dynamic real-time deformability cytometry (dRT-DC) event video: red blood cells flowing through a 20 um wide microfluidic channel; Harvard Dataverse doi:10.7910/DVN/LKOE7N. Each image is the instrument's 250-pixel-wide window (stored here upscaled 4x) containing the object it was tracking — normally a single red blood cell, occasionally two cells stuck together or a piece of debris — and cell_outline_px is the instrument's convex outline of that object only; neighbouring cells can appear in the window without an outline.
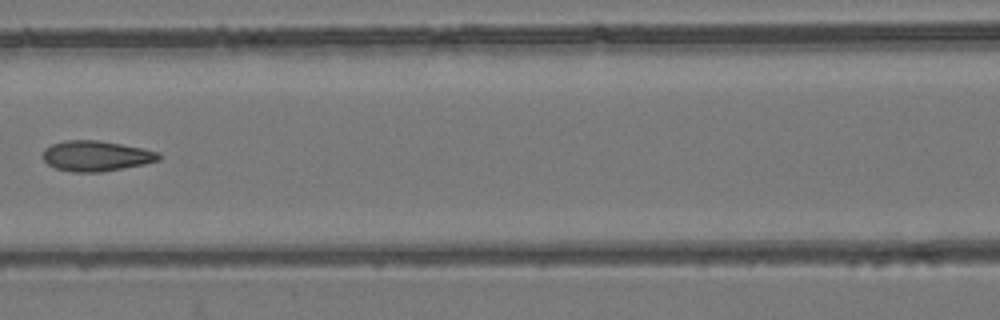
{"species": "common noctule bat (a hibernating species)", "species_latin": "Nyctalus noctula", "temperature_condition": "room temperature", "stored_images_in_passage": 7, "camera_frame_rate_fps": 3000, "um_per_image_px": 0.085, "animal": {"sex": "female", "body_mass_g": 24.6, "forearm_length_mm": 56.2}, "frame": {"image": 1, "passage_image": 6, "time_ms": 6.667, "image_size_px": [1000, 320], "cell_outline_px": [[160, 160], [144, 164], [100, 172], [72, 172], [56, 168], [48, 164], [40, 156], [44, 148], [52, 144], [64, 140], [96, 140], [120, 144], [160, 152]], "centroid_in_image_um": [8.12, 13.25], "position_along_channel_um": 158.5, "area_um2": 20.52}}
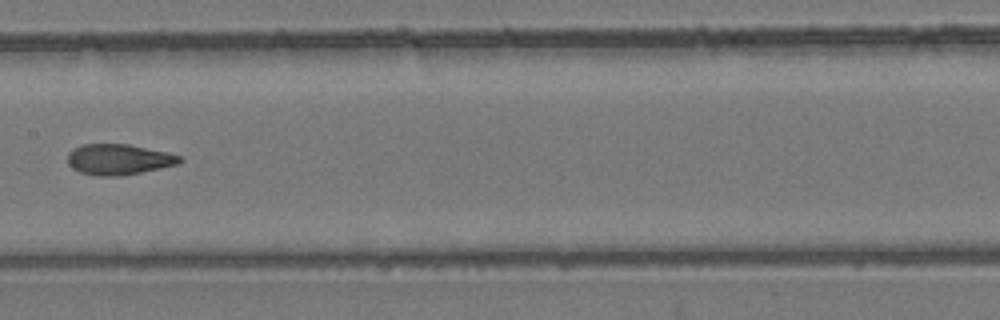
{"frame": {"image": 2, "passage_image": 7, "time_ms": 7.667, "image_size_px": [1000, 320], "cell_outline_px": [[184, 160], [180, 164], [120, 176], [96, 176], [80, 172], [72, 168], [68, 164], [68, 152], [72, 148], [84, 144], [128, 144], [168, 152], [180, 156]], "centroid_in_image_um": [10.09, 13.55], "position_along_channel_um": 197.3, "area_um2": 20.17}}